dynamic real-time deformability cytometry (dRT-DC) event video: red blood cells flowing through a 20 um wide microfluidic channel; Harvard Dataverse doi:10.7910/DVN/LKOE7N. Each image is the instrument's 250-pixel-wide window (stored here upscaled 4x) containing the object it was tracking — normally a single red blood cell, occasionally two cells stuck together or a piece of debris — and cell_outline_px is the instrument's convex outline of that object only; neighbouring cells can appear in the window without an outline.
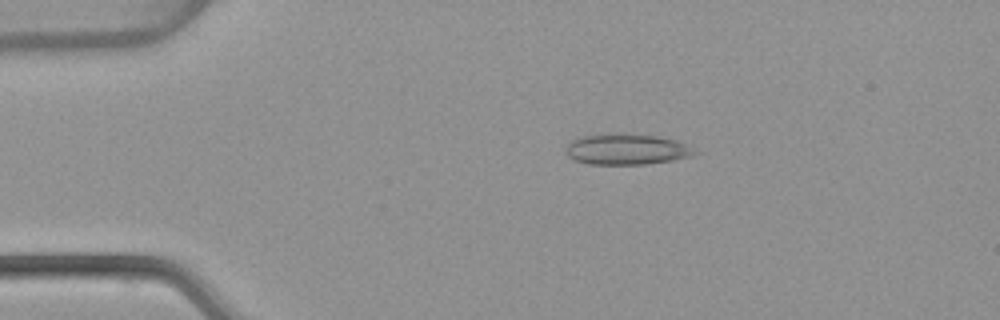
{"species": "common noctule bat (a hibernating species)", "species_latin": "Nyctalus noctula", "temperature_condition": "warm", "stored_images_in_passage": 53, "camera_frame_rate_fps": 3000, "um_per_image_px": 0.085, "animal": {"sex": "female", "body_mass_g": 22.7, "forearm_length_mm": 54.2}, "frame": {"image": 1, "passage_image": 11, "time_ms": 3.333, "image_size_px": [1000, 320], "cell_outline_px": [[704, 152], [692, 156], [672, 160], [644, 164], [588, 164], [572, 160], [564, 152], [568, 144], [572, 140], [584, 136], [656, 136], [676, 140]], "centroid_in_image_um": [53.32, 12.74], "position_along_channel_um": 31.7, "area_um2": 22.48}}
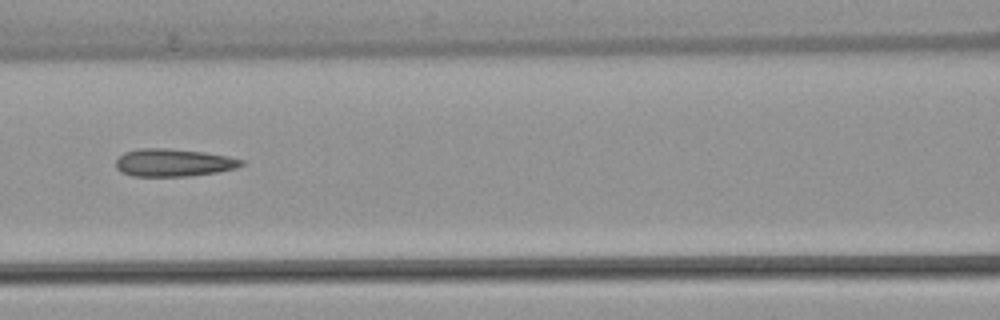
{"frame": {"image": 2, "passage_image": 24, "time_ms": 7.667, "image_size_px": [1000, 320], "cell_outline_px": [[244, 164], [236, 168], [216, 172], [188, 176], [132, 176], [120, 172], [116, 168], [116, 160], [124, 152], [140, 148], [168, 148], [204, 152], [228, 156], [244, 160]], "centroid_in_image_um": [14.73, 13.82], "position_along_channel_um": 151.9, "area_um2": 20.29}}
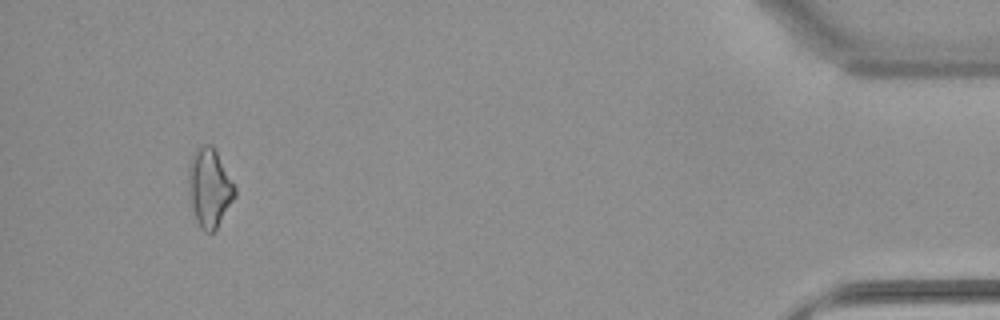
{"frame": {"image": 3, "passage_image": 50, "time_ms": 16.333, "image_size_px": [1000, 320], "cell_outline_px": [[236, 196], [216, 228], [212, 232], [204, 232], [200, 228], [196, 220], [188, 192], [188, 168], [192, 156], [196, 148], [204, 144], [212, 144], [236, 188]], "centroid_in_image_um": [17.79, 15.95], "position_along_channel_um": 417.4, "area_um2": 21.1}, "authors_computed_cell_mechanics": {"area_um2": 20.3456, "velocity_mm_per_s": 3.9008, "shape_relaxation_time_tau1_ms": null, "shape_relaxation_time_tau2_ms": 4.6695, "deformation_change_tau1": null, "deformation_change_tau2": 0.1598}}